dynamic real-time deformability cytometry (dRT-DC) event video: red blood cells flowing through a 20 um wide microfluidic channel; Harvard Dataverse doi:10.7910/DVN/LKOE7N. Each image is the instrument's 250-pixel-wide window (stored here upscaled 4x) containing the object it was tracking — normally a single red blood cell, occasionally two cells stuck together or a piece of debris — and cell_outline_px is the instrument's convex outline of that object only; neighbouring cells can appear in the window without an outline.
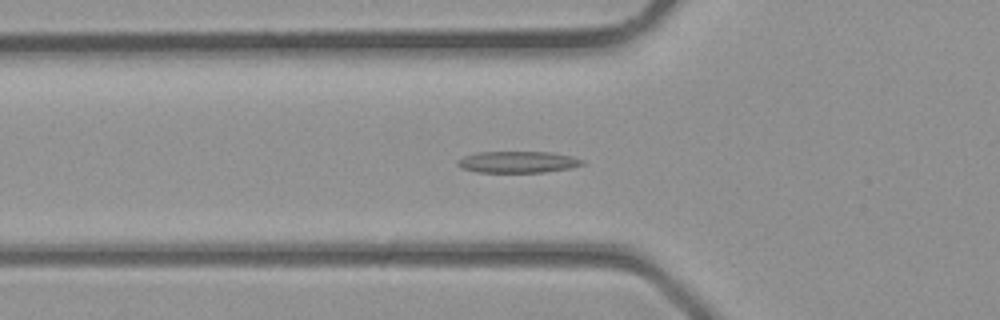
{"species": "common noctule bat (a hibernating species)", "species_latin": "Nyctalus noctula", "temperature_condition": "room temperature", "stored_images_in_passage": 37, "camera_frame_rate_fps": 3000, "um_per_image_px": 0.085, "animal": {"sex": "male", "body_mass_g": 23.1, "forearm_length_mm": 52.7}, "frame": {"image": 1, "passage_image": 12, "time_ms": 3.667, "image_size_px": [1000, 320], "cell_outline_px": [[584, 164], [568, 168], [544, 172], [476, 172], [460, 168], [456, 164], [456, 160], [464, 156], [476, 152], [548, 152], [572, 156], [584, 160]], "centroid_in_image_um": [43.95, 13.77], "position_along_channel_um": 81.8, "area_um2": 15.66}}
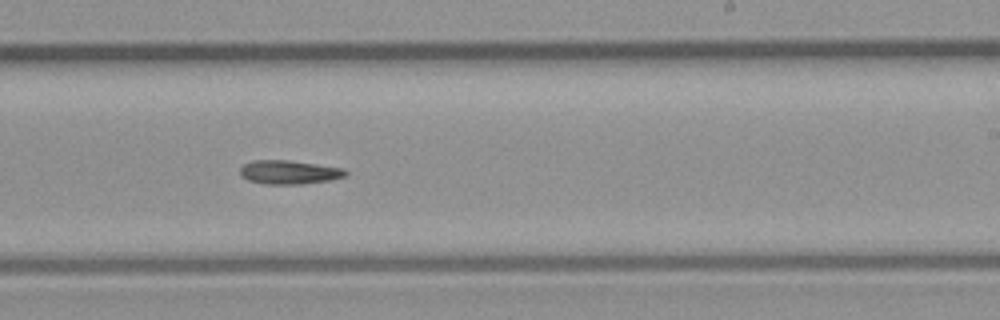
{"frame": {"image": 2, "passage_image": 22, "time_ms": 7.0, "image_size_px": [1000, 320], "cell_outline_px": [[348, 172], [344, 176], [328, 180], [300, 184], [264, 184], [248, 180], [240, 176], [240, 168], [244, 164], [252, 160], [288, 160], [344, 168]], "centroid_in_image_um": [24.53, 14.63], "position_along_channel_um": 264.5, "area_um2": 14.57}}
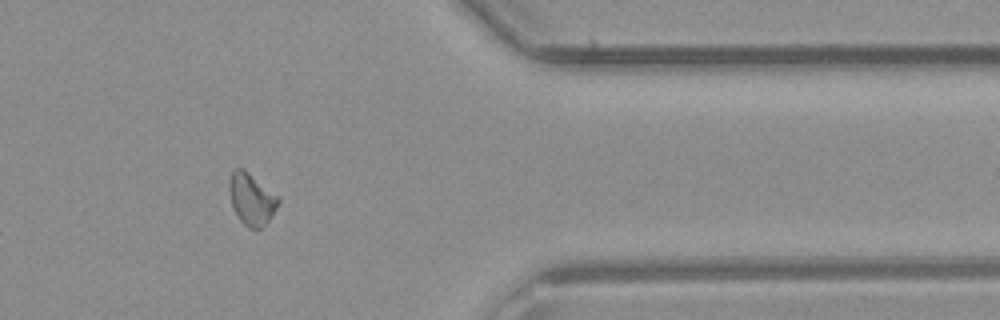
{"frame": {"image": 3, "passage_image": 30, "time_ms": 9.667, "image_size_px": [1000, 320], "cell_outline_px": [[280, 200], [276, 208], [268, 220], [260, 228], [248, 228], [240, 220], [232, 208], [228, 188], [228, 184], [232, 172], [236, 168], [244, 168], [280, 196]], "centroid_in_image_um": [21.37, 16.89], "position_along_channel_um": 390.0, "area_um2": 14.91}}